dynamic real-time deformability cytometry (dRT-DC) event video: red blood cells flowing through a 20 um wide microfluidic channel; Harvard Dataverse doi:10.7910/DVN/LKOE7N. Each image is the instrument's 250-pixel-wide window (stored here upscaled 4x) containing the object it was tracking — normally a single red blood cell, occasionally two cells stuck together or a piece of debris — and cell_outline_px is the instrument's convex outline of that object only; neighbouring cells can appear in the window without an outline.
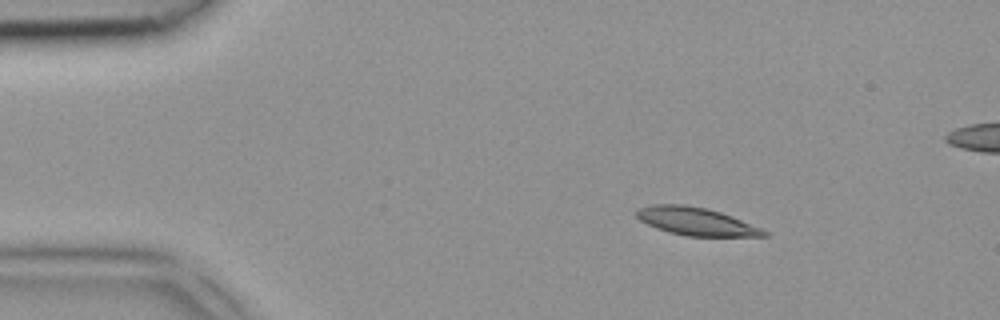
{"species": "common noctule bat (a hibernating species)", "species_latin": "Nyctalus noctula", "temperature_condition": "room temperature", "stored_images_in_passage": 3, "camera_frame_rate_fps": 3000, "um_per_image_px": 0.085, "animal": {"sex": "female", "body_mass_g": 18.4}, "frame": {"image": 1, "passage_image": 1, "time_ms": 0.0, "image_size_px": [1000, 320], "cell_outline_px": [[768, 236], [684, 236], [668, 232], [656, 228], [640, 220], [636, 216], [636, 208], [652, 204], [684, 204], [704, 208], [720, 212], [732, 216], [760, 228], [768, 232]], "centroid_in_image_um": [59.11, 18.81], "position_along_channel_um": 25.9, "area_um2": 20.63}}